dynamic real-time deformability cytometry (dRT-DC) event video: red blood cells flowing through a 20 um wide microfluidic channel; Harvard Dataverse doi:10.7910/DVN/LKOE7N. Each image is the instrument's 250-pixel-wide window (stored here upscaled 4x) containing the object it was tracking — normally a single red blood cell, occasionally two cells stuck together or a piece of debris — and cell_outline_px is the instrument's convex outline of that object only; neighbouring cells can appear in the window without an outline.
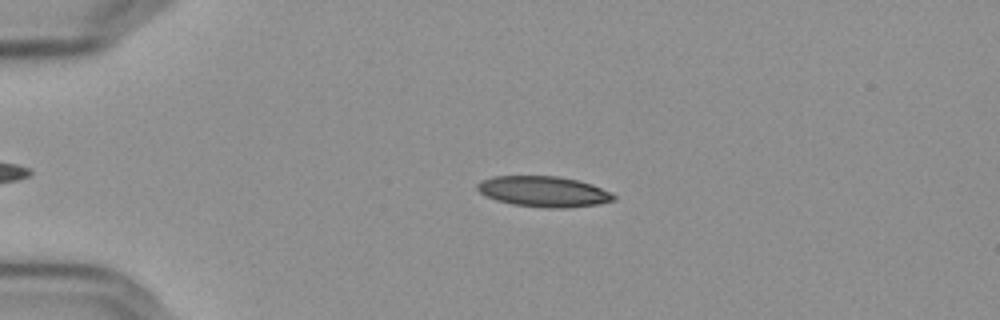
{"species": "Egyptian fruit bat (a non-hibernating species)", "species_latin": "Rousettus aegyptiacus", "temperature_condition": "cold", "stored_images_in_passage": 42, "camera_frame_rate_fps": 3000, "um_per_image_px": 0.085, "frame": {"image": 1, "passage_image": 6, "time_ms": 1.667, "image_size_px": [1000, 320], "cell_outline_px": [[616, 200], [596, 204], [564, 208], [548, 208], [512, 204], [496, 200], [484, 196], [476, 188], [476, 184], [492, 176], [560, 176], [592, 184], [612, 192], [616, 196]], "centroid_in_image_um": [46.21, 16.28], "position_along_channel_um": 38.8, "area_um2": 24.39}}
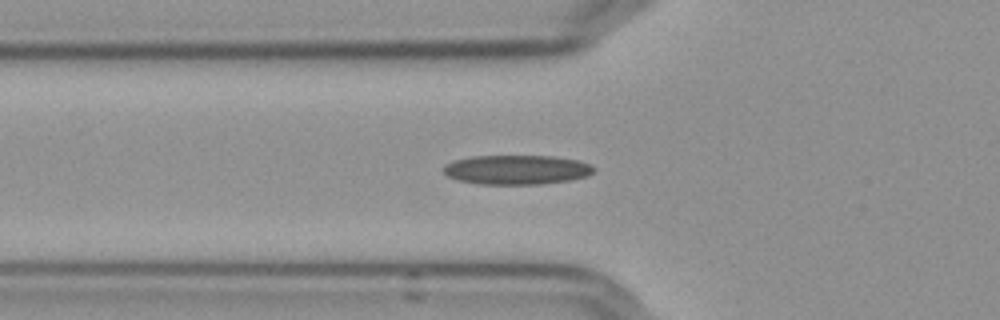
{"frame": {"image": 2, "passage_image": 13, "time_ms": 4.0, "image_size_px": [1000, 320], "cell_outline_px": [[596, 172], [588, 176], [568, 180], [540, 184], [480, 184], [456, 180], [448, 176], [440, 168], [444, 164], [456, 160], [472, 156], [552, 156], [580, 160], [592, 164], [596, 168]], "centroid_in_image_um": [43.94, 14.42], "position_along_channel_um": 81.9, "area_um2": 26.07}}
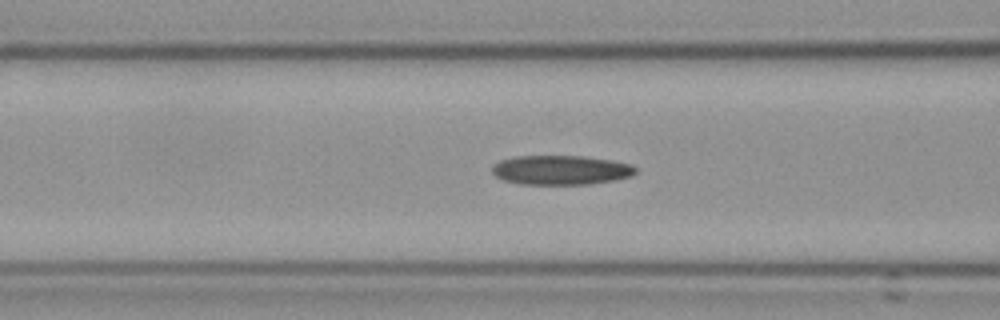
{"frame": {"image": 3, "passage_image": 16, "time_ms": 5.0, "image_size_px": [1000, 320], "cell_outline_px": [[636, 172], [632, 176], [616, 180], [588, 184], [524, 184], [504, 180], [496, 176], [492, 172], [492, 168], [500, 160], [516, 156], [584, 156], [612, 160], [632, 164], [636, 168]], "centroid_in_image_um": [47.72, 14.45], "position_along_channel_um": 118.9, "area_um2": 24.57}, "authors_computed_cell_mechanics": {"area_um2": 24.3627, "velocity_mm_per_s": 3.6233, "shape_relaxation_time_tau1_ms": null, "shape_relaxation_time_tau2_ms": 8.7226, "deformation_change_tau1": null, "deformation_change_tau2": 0.1875}}